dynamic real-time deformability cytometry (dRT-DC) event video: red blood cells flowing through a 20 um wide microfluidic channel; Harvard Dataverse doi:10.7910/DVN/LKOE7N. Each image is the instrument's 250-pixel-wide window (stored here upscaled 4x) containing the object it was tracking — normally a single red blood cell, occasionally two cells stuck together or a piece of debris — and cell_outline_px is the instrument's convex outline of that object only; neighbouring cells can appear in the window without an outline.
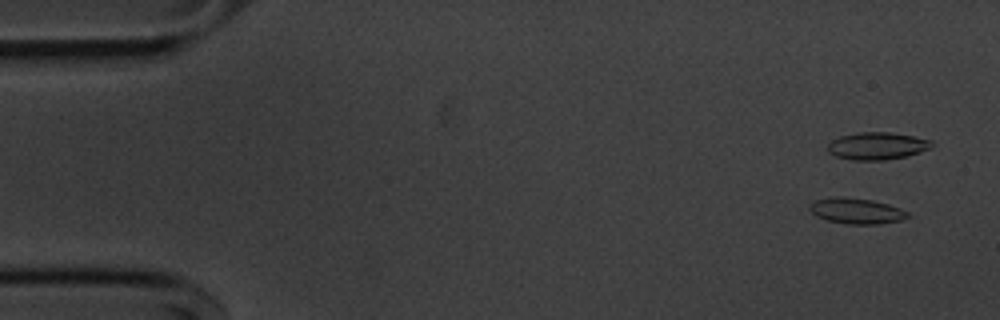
{"species": "common noctule bat (a hibernating species)", "species_latin": "Nyctalus noctula", "temperature_condition": "cold", "stored_images_in_passage": 55, "camera_frame_rate_fps": 3000, "um_per_image_px": 0.085, "animal": {"sex": "male", "body_mass_g": 20.1, "forearm_length_mm": 53.5}, "frame": {"image": 1, "passage_image": 4, "time_ms": 1.0, "image_size_px": [1000, 320], "cell_outline_px": [[912, 216], [900, 220], [880, 224], [848, 224], [828, 220], [816, 216], [808, 208], [808, 204], [816, 200], [836, 196], [840, 196], [872, 200], [888, 204], [900, 208], [908, 212]], "centroid_in_image_um": [72.8, 17.92], "position_along_channel_um": 12.2, "area_um2": 14.74}}
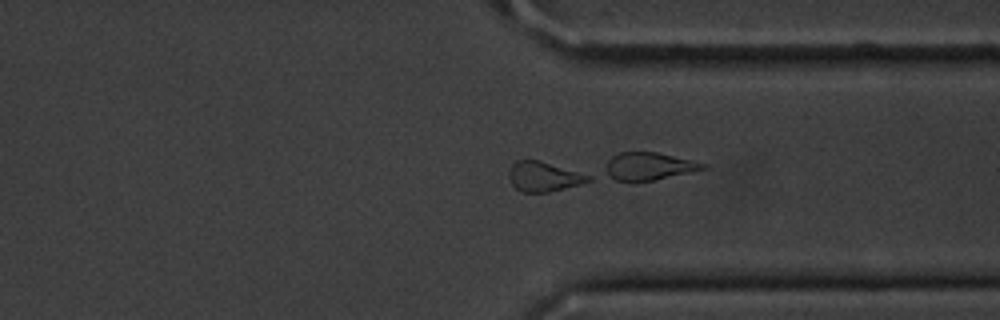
{"frame": {"image": 2, "passage_image": 42, "time_ms": 13.667, "image_size_px": [1000, 320], "cell_outline_px": [[592, 180], [580, 184], [548, 192], [520, 192], [512, 184], [508, 176], [508, 172], [512, 164], [516, 160], [540, 160], [592, 176]], "centroid_in_image_um": [46.19, 15.01], "position_along_channel_um": 365.2, "area_um2": 13.76}}